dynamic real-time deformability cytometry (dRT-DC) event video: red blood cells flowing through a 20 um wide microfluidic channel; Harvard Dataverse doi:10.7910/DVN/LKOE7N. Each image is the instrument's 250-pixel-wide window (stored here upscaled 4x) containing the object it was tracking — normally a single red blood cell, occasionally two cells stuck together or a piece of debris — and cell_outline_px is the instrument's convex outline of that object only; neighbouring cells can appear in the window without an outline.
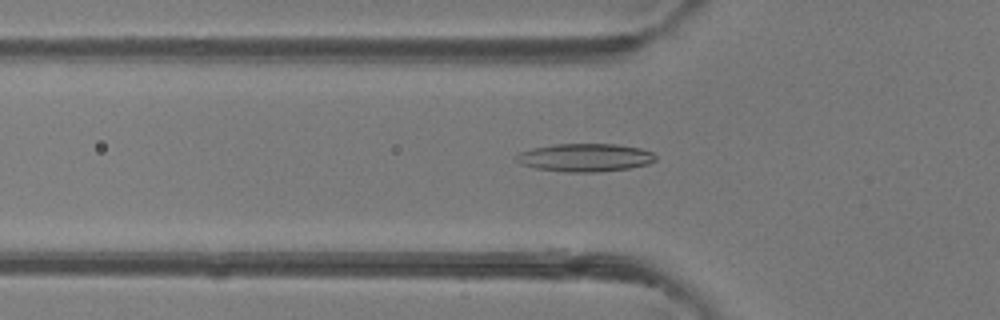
{"species": "common noctule bat (a hibernating species)", "species_latin": "Nyctalus noctula", "temperature_condition": "room temperature", "stored_images_in_passage": 38, "camera_frame_rate_fps": 3000, "um_per_image_px": 0.085, "animal": {"sex": "female"}, "frame": {"image": 1, "passage_image": 10, "time_ms": 3.0, "image_size_px": [1000, 320], "cell_outline_px": [[656, 160], [648, 164], [628, 168], [596, 172], [564, 172], [536, 168], [520, 164], [516, 160], [516, 156], [520, 152], [532, 148], [556, 144], [616, 144], [640, 148], [652, 152], [656, 156]], "centroid_in_image_um": [49.73, 13.39], "position_along_channel_um": 76.1, "area_um2": 22.72}}
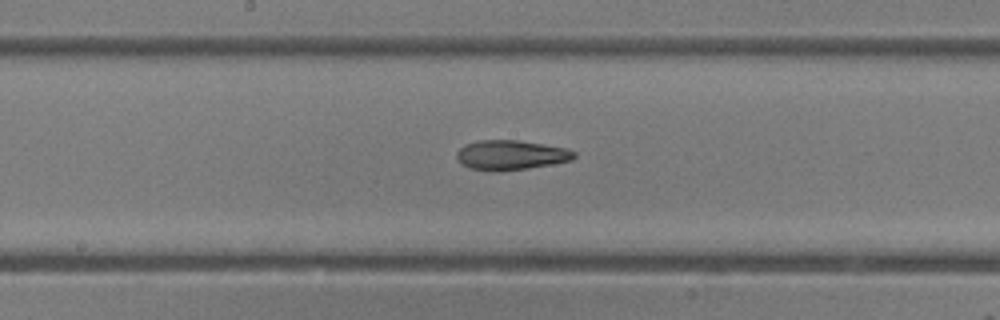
{"frame": {"image": 2, "passage_image": 19, "time_ms": 6.0, "image_size_px": [1000, 320], "cell_outline_px": [[576, 156], [572, 160], [528, 168], [496, 172], [492, 172], [468, 168], [460, 164], [456, 160], [456, 152], [464, 144], [480, 140], [520, 140], [564, 148], [576, 152]], "centroid_in_image_um": [43.35, 13.19], "position_along_channel_um": 204.9, "area_um2": 20.52}}
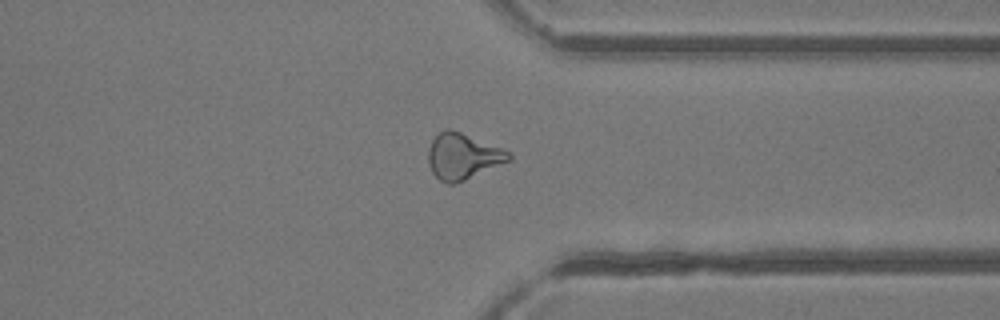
{"frame": {"image": 3, "passage_image": 31, "time_ms": 10.0, "image_size_px": [1000, 320], "cell_outline_px": [[512, 160], [464, 180], [452, 184], [448, 184], [440, 180], [432, 172], [428, 160], [428, 148], [432, 140], [444, 128], [448, 128], [460, 132], [504, 148], [512, 152]], "centroid_in_image_um": [39.37, 13.28], "position_along_channel_um": 372.0, "area_um2": 21.62}}